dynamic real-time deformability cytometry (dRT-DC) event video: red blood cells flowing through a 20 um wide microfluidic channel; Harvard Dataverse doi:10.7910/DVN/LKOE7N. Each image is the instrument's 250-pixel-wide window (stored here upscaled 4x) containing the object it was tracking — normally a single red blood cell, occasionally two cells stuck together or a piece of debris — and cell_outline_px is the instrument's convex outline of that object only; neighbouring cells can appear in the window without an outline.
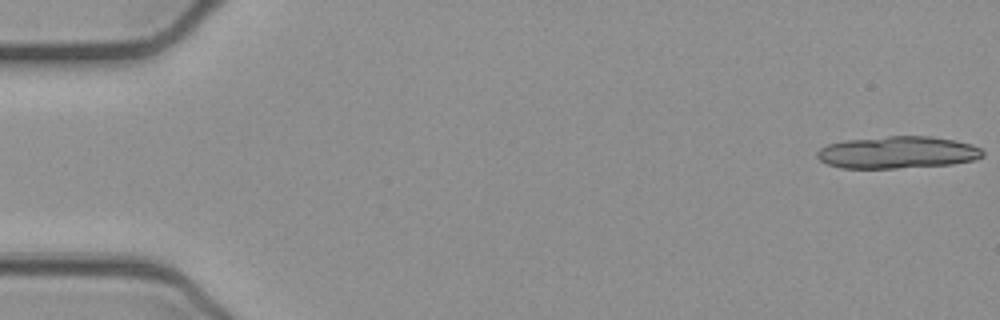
{"species": "common noctule bat (a hibernating species)", "species_latin": "Nyctalus noctula", "temperature_condition": "cold", "stored_images_in_passage": 18, "camera_frame_rate_fps": 3000, "um_per_image_px": 0.085, "animal": {"sex": "female", "body_mass_g": 21.9}, "frame": {"image": 1, "passage_image": 1, "time_ms": 0.0, "image_size_px": [1000, 320], "cell_outline_px": [[984, 156], [976, 160], [952, 164], [896, 168], [840, 168], [828, 164], [820, 160], [816, 156], [816, 152], [820, 148], [828, 144], [844, 140], [888, 136], [932, 136], [956, 140], [972, 144], [980, 148], [984, 152]], "centroid_in_image_um": [76.31, 12.95], "position_along_channel_um": 8.7, "area_um2": 31.27}}